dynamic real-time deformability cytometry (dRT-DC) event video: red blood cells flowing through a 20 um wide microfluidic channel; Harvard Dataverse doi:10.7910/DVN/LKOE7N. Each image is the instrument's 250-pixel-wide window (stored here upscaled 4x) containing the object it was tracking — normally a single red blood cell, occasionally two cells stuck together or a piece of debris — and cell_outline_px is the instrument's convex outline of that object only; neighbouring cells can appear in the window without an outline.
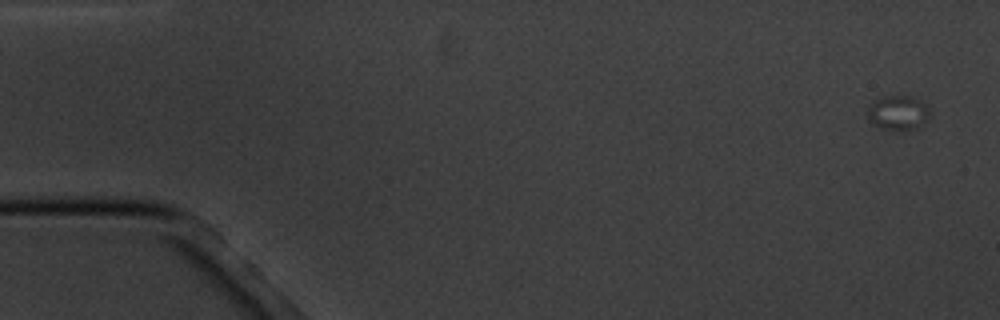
{"species": "common noctule bat (a hibernating species)", "species_latin": "Nyctalus noctula", "temperature_condition": "cold", "stored_images_in_passage": 5, "camera_frame_rate_fps": 3000, "um_per_image_px": 0.085, "animal": {"sex": "male", "body_mass_g": 20.1, "forearm_length_mm": 53.5}, "frame": {"image": 1, "passage_image": 1, "time_ms": 0.0, "image_size_px": [1000, 320], "cell_outline_px": [[932, 112], [916, 128], [880, 128], [872, 124], [868, 116], [868, 108], [876, 100], [884, 96], [912, 96], [924, 104]], "centroid_in_image_um": [76.32, 9.55], "position_along_channel_um": 8.7, "area_um2": 11.91}}
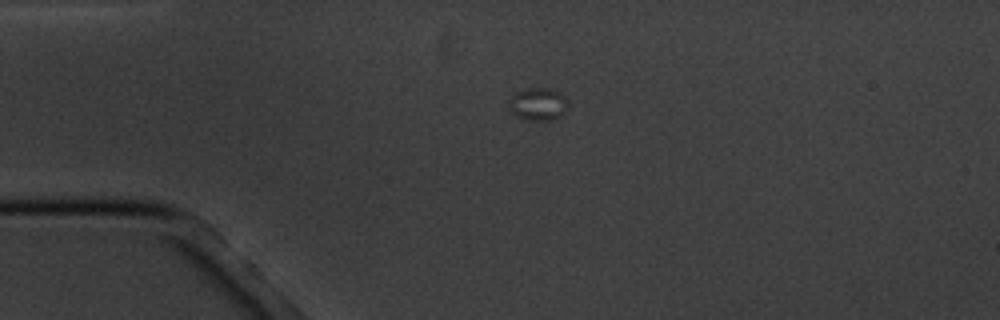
{"frame": {"image": 2, "passage_image": 4, "time_ms": 4.333, "image_size_px": [1000, 320], "cell_outline_px": [[568, 104], [564, 112], [548, 120], [528, 120], [512, 112], [508, 108], [508, 104], [512, 96], [516, 92], [528, 88], [548, 88], [560, 92], [568, 100]], "centroid_in_image_um": [45.73, 8.82], "position_along_channel_um": 39.3, "area_um2": 10.98}}